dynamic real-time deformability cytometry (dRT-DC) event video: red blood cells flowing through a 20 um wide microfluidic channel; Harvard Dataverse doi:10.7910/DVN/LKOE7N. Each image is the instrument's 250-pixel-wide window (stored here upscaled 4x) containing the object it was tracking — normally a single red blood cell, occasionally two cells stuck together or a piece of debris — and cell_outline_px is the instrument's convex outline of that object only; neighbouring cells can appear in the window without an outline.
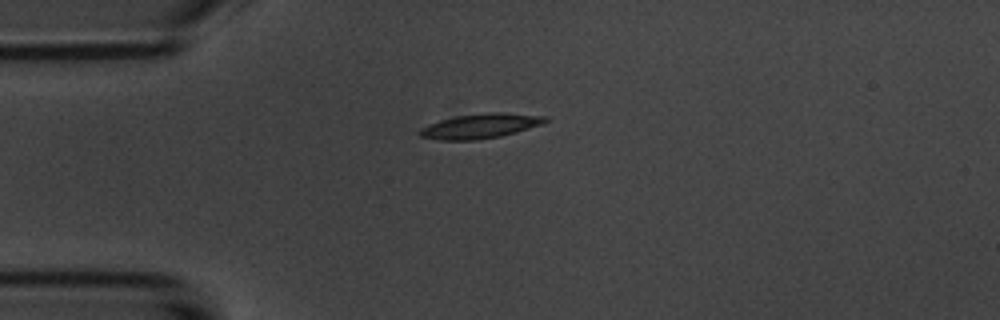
{"species": "common noctule bat (a hibernating species)", "species_latin": "Nyctalus noctula", "temperature_condition": "room temperature", "stored_images_in_passage": 3, "camera_frame_rate_fps": 3000, "um_per_image_px": 0.085, "animal": {"sex": "male", "body_mass_g": 20.1, "forearm_length_mm": 53.5}, "frame": {"image": 1, "passage_image": 1, "time_ms": 0.0, "image_size_px": [1000, 320], "cell_outline_px": [[548, 120], [540, 124], [516, 132], [500, 136], [476, 140], [440, 140], [420, 136], [420, 128], [428, 124], [440, 120], [456, 116], [488, 112], [504, 112], [548, 116]], "centroid_in_image_um": [40.83, 10.7], "position_along_channel_um": 44.2, "area_um2": 17.98}}
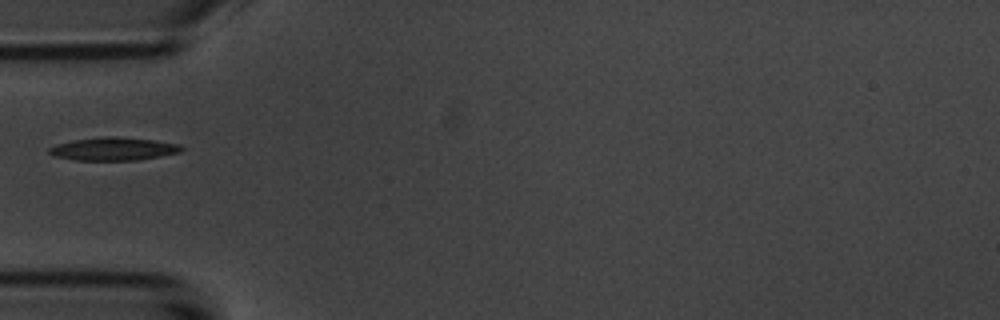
{"frame": {"image": 2, "passage_image": 2, "time_ms": 1.333, "image_size_px": [1000, 320], "cell_outline_px": [[184, 148], [180, 152], [140, 160], [76, 160], [56, 156], [48, 152], [48, 148], [72, 140], [152, 140], [180, 144]], "centroid_in_image_um": [9.69, 12.72], "position_along_channel_um": 75.3, "area_um2": 16.3}}